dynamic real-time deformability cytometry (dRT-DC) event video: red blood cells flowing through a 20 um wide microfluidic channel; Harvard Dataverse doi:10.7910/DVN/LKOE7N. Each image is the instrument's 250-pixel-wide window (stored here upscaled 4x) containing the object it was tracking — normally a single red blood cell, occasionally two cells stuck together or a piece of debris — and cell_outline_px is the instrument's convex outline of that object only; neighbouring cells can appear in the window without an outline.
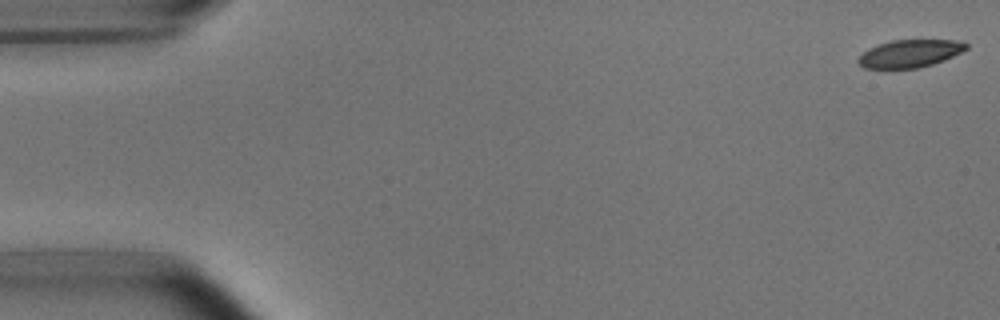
{"species": "common noctule bat (a hibernating species)", "species_latin": "Nyctalus noctula", "temperature_condition": "room temperature", "stored_images_in_passage": 53, "camera_frame_rate_fps": 3000, "um_per_image_px": 0.085, "animal": {"sex": "male", "body_mass_g": 15.6}, "frame": {"image": 1, "passage_image": 1, "time_ms": 0.0, "image_size_px": [1000, 320], "cell_outline_px": [[968, 48], [944, 60], [932, 64], [916, 68], [864, 68], [856, 60], [868, 48], [892, 40], [956, 40], [968, 44]], "centroid_in_image_um": [77.33, 4.54], "position_along_channel_um": 7.7, "area_um2": 17.17}}
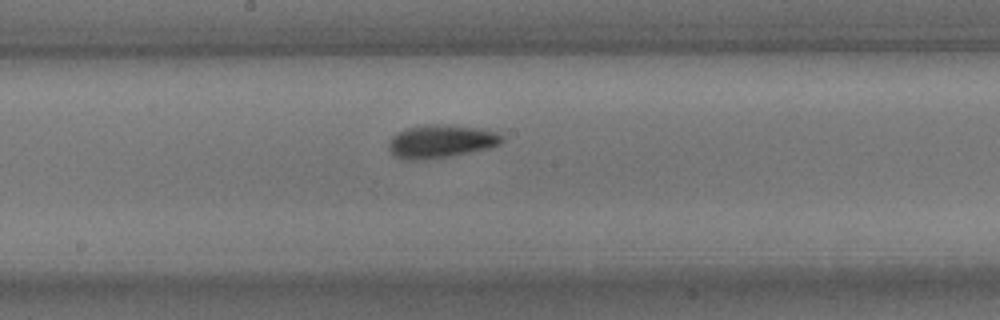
{"frame": {"image": 2, "passage_image": 28, "time_ms": 9.0, "image_size_px": [1000, 320], "cell_outline_px": [[504, 140], [500, 144], [488, 148], [452, 156], [420, 160], [400, 160], [392, 156], [388, 148], [388, 144], [392, 136], [408, 128], [428, 124], [448, 124], [480, 128], [492, 132], [500, 136]], "centroid_in_image_um": [37.41, 12.03], "position_along_channel_um": 210.8, "area_um2": 21.91}}
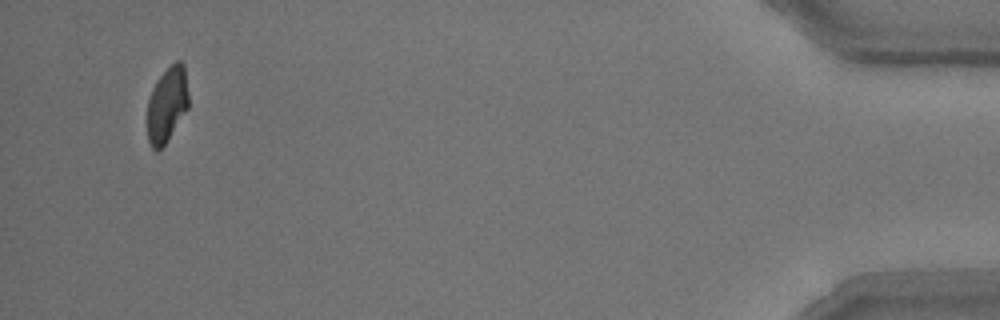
{"frame": {"image": 3, "passage_image": 51, "time_ms": 16.667, "image_size_px": [1000, 320], "cell_outline_px": [[188, 108], [164, 144], [156, 152], [152, 148], [148, 140], [148, 100], [152, 88], [156, 80], [176, 60], [180, 60], [184, 64], [188, 92]], "centroid_in_image_um": [14.2, 8.86], "position_along_channel_um": 421.0, "area_um2": 17.86}, "authors_computed_cell_mechanics": {"area_um2": 19.8832, "velocity_mm_per_s": 3.7595, "shape_relaxation_time_tau1_ms": 3.6281, "shape_relaxation_time_tau2_ms": 3.8611, "deformation_change_tau1": 0.1434, "deformation_change_tau2": 0.1135}}